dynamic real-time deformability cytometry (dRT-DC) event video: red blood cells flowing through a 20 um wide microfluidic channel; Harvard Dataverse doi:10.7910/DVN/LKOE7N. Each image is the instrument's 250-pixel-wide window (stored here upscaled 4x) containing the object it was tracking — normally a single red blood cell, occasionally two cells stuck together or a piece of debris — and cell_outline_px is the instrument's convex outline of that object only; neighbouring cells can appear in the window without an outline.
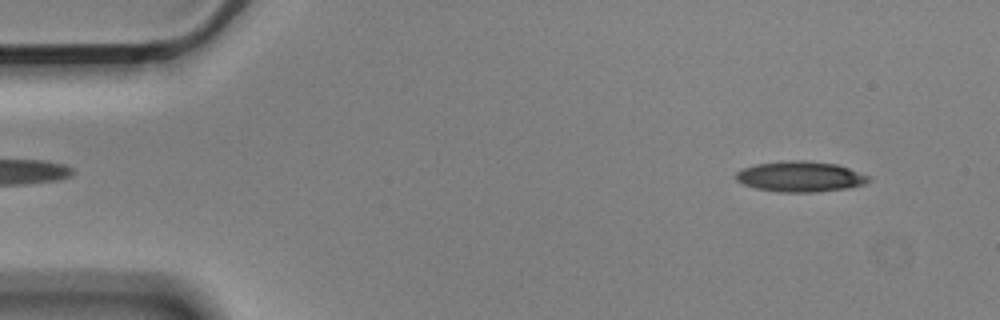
{"species": "Egyptian fruit bat (a non-hibernating species)", "species_latin": "Rousettus aegyptiacus", "temperature_condition": "cold", "stored_images_in_passage": 55, "camera_frame_rate_fps": 3000, "um_per_image_px": 0.085, "animal": {"sex": "male"}, "frame": {"image": 1, "passage_image": 4, "time_ms": 1.0, "image_size_px": [1000, 320], "cell_outline_px": [[872, 180], [864, 184], [848, 188], [816, 192], [780, 192], [756, 188], [744, 184], [736, 180], [732, 176], [736, 172], [744, 168], [756, 164], [780, 160], [808, 160], [836, 164], [872, 176]], "centroid_in_image_um": [68.03, 15.0], "position_along_channel_um": 17.0, "area_um2": 23.93}}
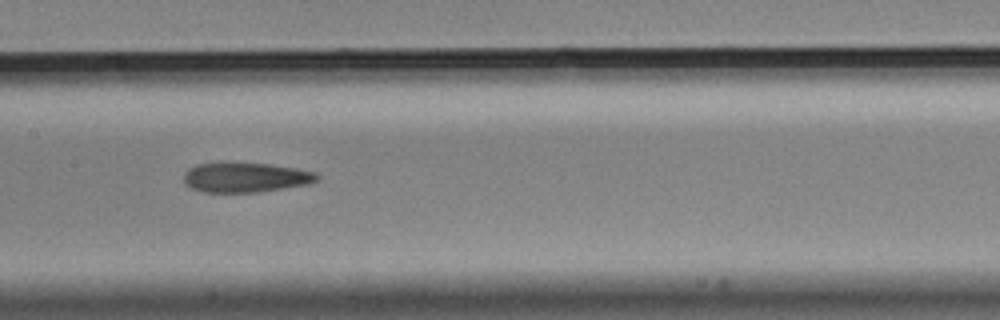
{"frame": {"image": 2, "passage_image": 26, "time_ms": 8.333, "image_size_px": [1000, 320], "cell_outline_px": [[320, 176], [316, 180], [308, 184], [260, 192], [204, 192], [192, 188], [184, 180], [184, 172], [188, 168], [196, 164], [268, 164], [296, 168], [316, 172]], "centroid_in_image_um": [20.9, 15.09], "position_along_channel_um": 186.5, "area_um2": 22.66}}
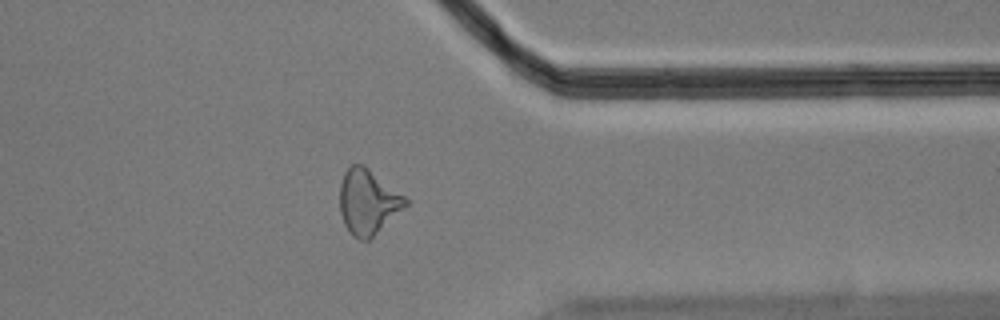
{"frame": {"image": 3, "passage_image": 43, "time_ms": 14.0, "image_size_px": [1000, 320], "cell_outline_px": [[408, 204], [404, 208], [368, 240], [360, 240], [352, 236], [344, 224], [340, 212], [340, 184], [344, 172], [352, 164], [364, 164], [404, 196], [408, 200]], "centroid_in_image_um": [31.25, 17.15], "position_along_channel_um": 380.2, "area_um2": 24.62}, "authors_computed_cell_mechanics": {"area_um2": 23.8714, "velocity_mm_per_s": 3.5633, "shape_relaxation_time_tau1_ms": 8.6196, "shape_relaxation_time_tau2_ms": 5.1474, "deformation_change_tau1": 0.1974, "deformation_change_tau2": 0.1595}}